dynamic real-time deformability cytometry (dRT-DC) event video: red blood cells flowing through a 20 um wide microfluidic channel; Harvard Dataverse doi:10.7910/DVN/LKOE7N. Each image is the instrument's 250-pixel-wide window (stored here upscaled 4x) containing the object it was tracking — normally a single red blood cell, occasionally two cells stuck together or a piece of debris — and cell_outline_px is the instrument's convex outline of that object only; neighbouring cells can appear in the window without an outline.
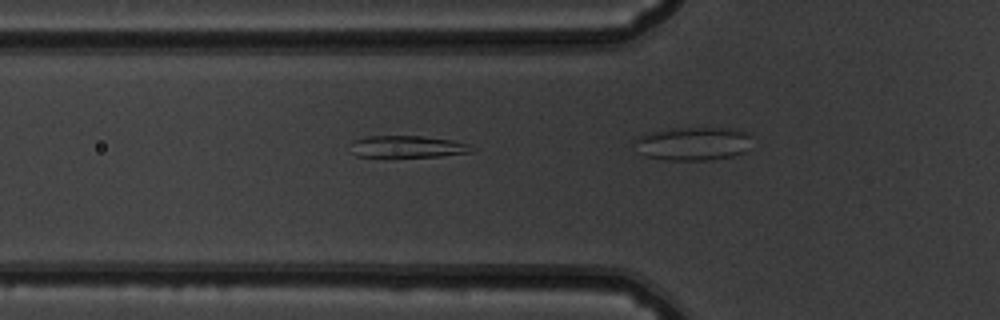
{"species": "common noctule bat (a hibernating species)", "species_latin": "Nyctalus noctula", "temperature_condition": "warm", "stored_images_in_passage": 8, "camera_frame_rate_fps": 3000, "um_per_image_px": 0.085, "animal": {"sex": "male", "body_mass_g": 19.5, "forearm_length_mm": 54.6}, "frame": {"image": 1, "passage_image": 3, "time_ms": 0.667, "image_size_px": [1000, 320], "cell_outline_px": [[476, 148], [472, 152], [440, 156], [356, 156], [352, 152], [352, 140], [368, 136], [420, 136], [452, 140], [468, 144]], "centroid_in_image_um": [34.66, 12.45], "position_along_channel_um": 91.1, "area_um2": 15.26}}